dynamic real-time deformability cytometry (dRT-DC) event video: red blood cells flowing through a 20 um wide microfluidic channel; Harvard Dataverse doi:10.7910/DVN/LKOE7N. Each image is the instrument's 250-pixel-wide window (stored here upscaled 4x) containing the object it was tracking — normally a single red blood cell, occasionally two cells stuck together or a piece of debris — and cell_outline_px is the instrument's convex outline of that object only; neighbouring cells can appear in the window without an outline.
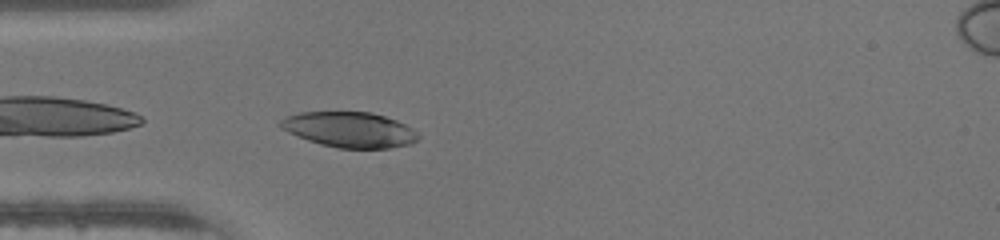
{"species": "human", "species_latin": "Homo sapiens", "temperature_condition": "warm", "stored_images_in_passage": 34, "camera_frame_rate_fps": 3000, "um_per_image_px": 0.085, "donor": {"sex": "male"}, "frame": {"image": 1, "passage_image": 1, "time_ms": 0.0, "image_size_px": [1000, 240], "cell_outline_px": [[420, 136], [412, 144], [388, 148], [340, 148], [320, 144], [296, 136], [280, 128], [276, 124], [280, 120], [288, 116], [300, 112], [372, 112], [396, 120], [412, 128]], "centroid_in_image_um": [29.69, 11.02], "position_along_channel_um": 55.3, "area_um2": 28.44}}
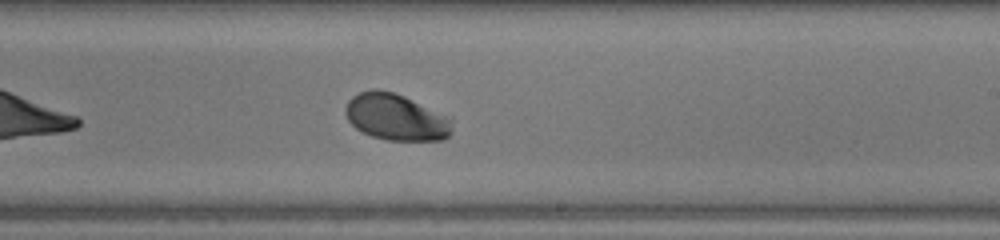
{"frame": {"image": 2, "passage_image": 15, "time_ms": 4.667, "image_size_px": [1000, 240], "cell_outline_px": [[452, 132], [444, 140], [388, 140], [372, 136], [356, 128], [348, 120], [344, 112], [344, 108], [348, 100], [352, 96], [360, 92], [372, 88], [376, 88], [392, 92], [404, 96], [452, 120]], "centroid_in_image_um": [33.6, 9.96], "position_along_channel_um": 255.4, "area_um2": 28.61}}
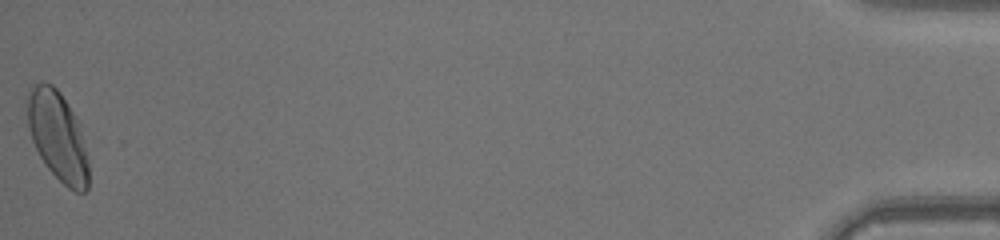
{"frame": {"image": 3, "passage_image": 34, "time_ms": 11.0, "image_size_px": [1000, 240], "cell_outline_px": [[88, 188], [84, 192], [76, 192], [68, 188], [48, 168], [40, 156], [32, 140], [28, 128], [24, 100], [28, 92], [36, 84], [52, 84], [60, 92], [72, 112], [76, 120], [80, 132], [88, 160]], "centroid_in_image_um": [4.86, 11.57], "position_along_channel_um": 430.3, "area_um2": 31.44}}